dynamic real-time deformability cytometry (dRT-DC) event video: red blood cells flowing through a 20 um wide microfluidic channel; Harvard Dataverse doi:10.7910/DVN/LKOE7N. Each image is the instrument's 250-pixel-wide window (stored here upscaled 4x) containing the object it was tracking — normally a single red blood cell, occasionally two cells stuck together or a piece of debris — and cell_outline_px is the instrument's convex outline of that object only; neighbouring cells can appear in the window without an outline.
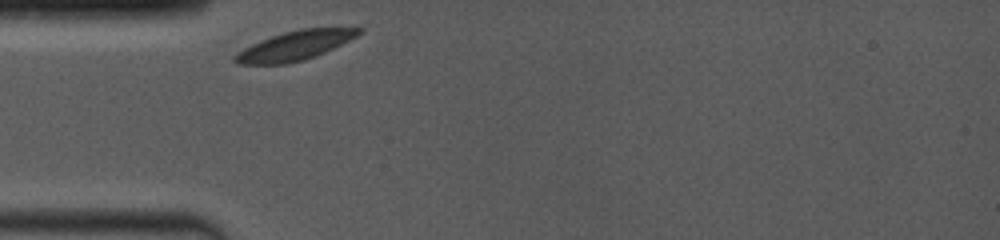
{"species": "common noctule bat (a hibernating species)", "species_latin": "Nyctalus noctula", "temperature_condition": "room temperature", "stored_images_in_passage": 8, "camera_frame_rate_fps": 4000, "um_per_image_px": 0.085, "animal": {"sex": "female", "body_mass_g": 19.0, "forearm_length_mm": 53.3}, "frame": {"image": 1, "passage_image": 1, "time_ms": 0.0, "image_size_px": [1000, 240], "cell_outline_px": [[364, 32], [316, 56], [304, 60], [288, 64], [236, 64], [232, 60], [232, 56], [244, 48], [252, 44], [272, 36], [284, 32], [300, 28], [364, 28]], "centroid_in_image_um": [25.04, 3.89], "position_along_channel_um": 60.0, "area_um2": 20.98}}
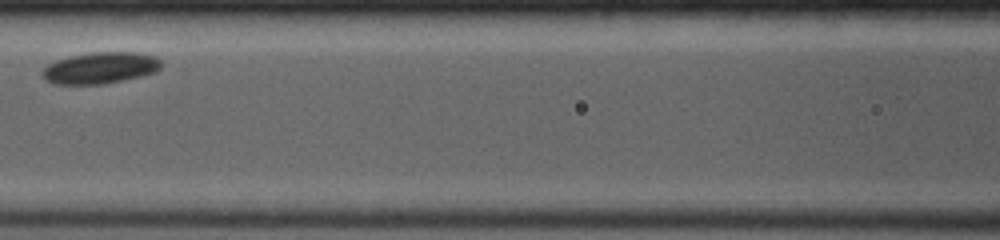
{"frame": {"image": 2, "passage_image": 6, "time_ms": 2.75, "image_size_px": [1000, 240], "cell_outline_px": [[160, 68], [156, 72], [140, 76], [100, 84], [56, 84], [44, 80], [40, 72], [48, 64], [56, 60], [72, 56], [92, 52], [136, 52], [156, 56], [160, 60]], "centroid_in_image_um": [8.5, 5.77], "position_along_channel_um": 158.1, "area_um2": 21.68}}
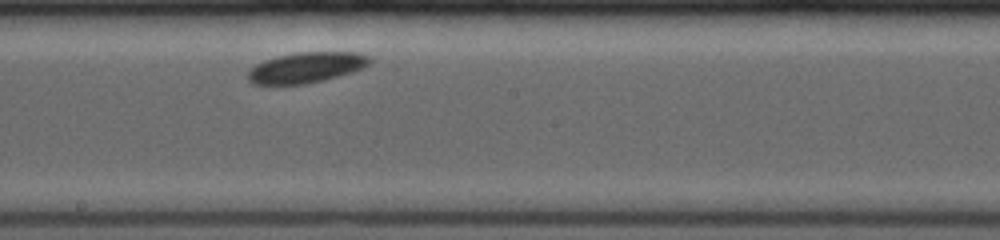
{"frame": {"image": 3, "passage_image": 8, "time_ms": 4.5, "image_size_px": [1000, 240], "cell_outline_px": [[372, 60], [368, 64], [352, 72], [324, 80], [304, 84], [252, 84], [248, 80], [248, 72], [256, 64], [264, 60], [276, 56], [300, 52], [356, 52], [368, 56]], "centroid_in_image_um": [26.01, 5.73], "position_along_channel_um": 222.2, "area_um2": 21.5}}